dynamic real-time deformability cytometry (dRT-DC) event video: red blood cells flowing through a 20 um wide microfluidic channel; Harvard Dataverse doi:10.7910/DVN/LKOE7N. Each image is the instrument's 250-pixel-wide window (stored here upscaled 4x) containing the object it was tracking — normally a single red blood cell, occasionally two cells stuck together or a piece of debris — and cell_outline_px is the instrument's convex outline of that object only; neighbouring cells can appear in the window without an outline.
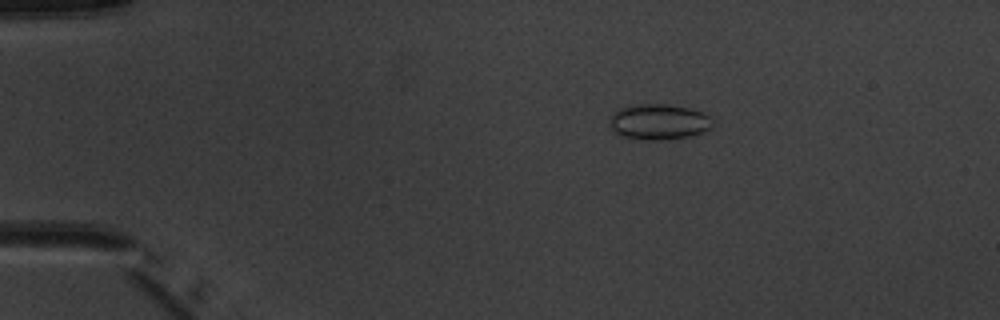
{"species": "common noctule bat (a hibernating species)", "species_latin": "Nyctalus noctula", "temperature_condition": "warm", "stored_images_in_passage": 6, "camera_frame_rate_fps": 3000, "um_per_image_px": 0.085, "animal": {"sex": "male", "body_mass_g": 20.1, "forearm_length_mm": 53.5}, "frame": {"image": 1, "passage_image": 6, "time_ms": 6.667, "image_size_px": [1000, 320], "cell_outline_px": [[716, 124], [712, 128], [704, 132], [688, 136], [668, 140], [648, 140], [616, 136], [608, 120], [616, 112], [624, 108], [640, 104], [668, 104], [688, 108], [704, 112], [712, 116]], "centroid_in_image_um": [56.08, 10.38], "position_along_channel_um": 28.9, "area_um2": 21.68}}